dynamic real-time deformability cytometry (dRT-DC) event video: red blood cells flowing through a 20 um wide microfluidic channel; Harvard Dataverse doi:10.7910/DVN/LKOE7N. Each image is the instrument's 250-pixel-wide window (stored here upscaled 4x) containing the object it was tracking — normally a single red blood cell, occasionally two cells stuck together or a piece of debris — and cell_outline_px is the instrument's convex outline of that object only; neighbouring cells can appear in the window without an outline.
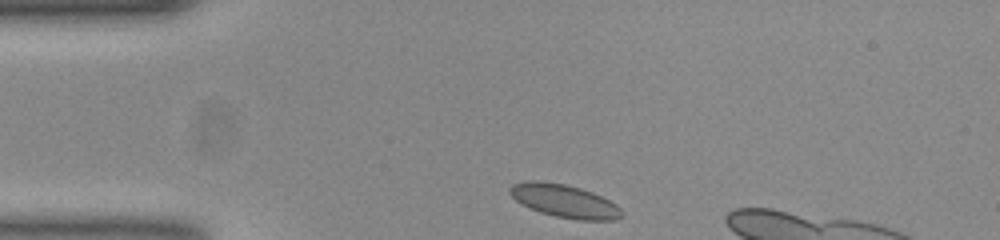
{"species": "common noctule bat (a hibernating species)", "species_latin": "Nyctalus noctula", "temperature_condition": "room temperature", "stored_images_in_passage": 33, "camera_frame_rate_fps": 3000, "um_per_image_px": 0.085, "animal": {"sex": "female", "body_mass_g": 23.0, "forearm_length_mm": 53.4}, "frame": {"image": 1, "passage_image": 1, "time_ms": 0.0, "image_size_px": [1000, 240], "cell_outline_px": [[624, 216], [616, 220], [576, 220], [556, 216], [540, 212], [528, 208], [520, 204], [508, 192], [508, 188], [512, 184], [532, 180], [536, 180], [564, 184], [580, 188], [592, 192], [616, 204], [624, 212]], "centroid_in_image_um": [47.97, 17.09], "position_along_channel_um": 37.0, "area_um2": 21.68}}
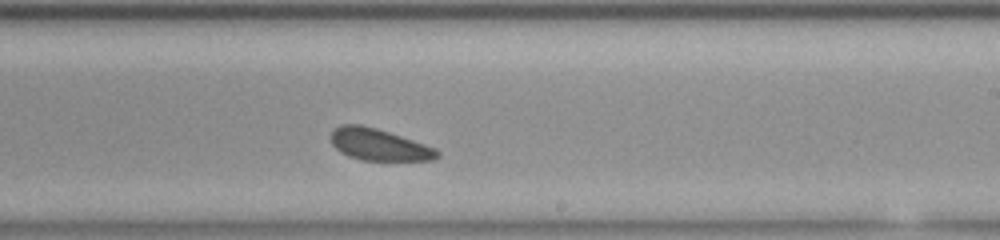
{"frame": {"image": 2, "passage_image": 21, "time_ms": 6.667, "image_size_px": [1000, 240], "cell_outline_px": [[440, 156], [436, 160], [360, 160], [348, 156], [340, 152], [332, 144], [332, 132], [336, 128], [344, 124], [360, 124], [376, 128], [436, 148], [440, 152]], "centroid_in_image_um": [32.23, 12.31], "position_along_channel_um": 256.8, "area_um2": 19.48}}
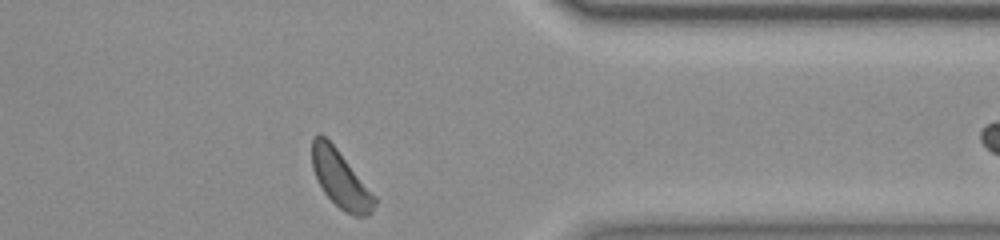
{"frame": {"image": 3, "passage_image": 32, "time_ms": 10.333, "image_size_px": [1000, 240], "cell_outline_px": [[376, 204], [372, 212], [368, 216], [352, 216], [344, 212], [324, 192], [312, 168], [312, 140], [320, 132], [336, 148], [376, 196]], "centroid_in_image_um": [28.97, 15.26], "position_along_channel_um": 382.4, "area_um2": 20.58}, "authors_computed_cell_mechanics": {"area_um2": 20.4034, "velocity_mm_per_s": 3.7978, "shape_relaxation_time_tau1_ms": null, "shape_relaxation_time_tau2_ms": 3.2525, "deformation_change_tau1": null, "deformation_change_tau2": 0.0902}}